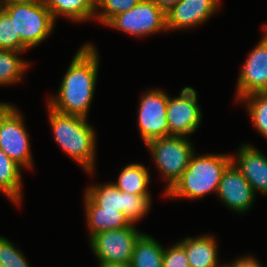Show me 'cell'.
I'll list each match as a JSON object with an SVG mask.
<instances>
[{
    "label": "cell",
    "mask_w": 267,
    "mask_h": 267,
    "mask_svg": "<svg viewBox=\"0 0 267 267\" xmlns=\"http://www.w3.org/2000/svg\"><path fill=\"white\" fill-rule=\"evenodd\" d=\"M23 52L0 49V86H9L22 82L30 63L23 60Z\"/></svg>",
    "instance_id": "cell-22"
},
{
    "label": "cell",
    "mask_w": 267,
    "mask_h": 267,
    "mask_svg": "<svg viewBox=\"0 0 267 267\" xmlns=\"http://www.w3.org/2000/svg\"><path fill=\"white\" fill-rule=\"evenodd\" d=\"M220 267H233V266L230 263H227V264H225V263L223 264L222 263V265Z\"/></svg>",
    "instance_id": "cell-32"
},
{
    "label": "cell",
    "mask_w": 267,
    "mask_h": 267,
    "mask_svg": "<svg viewBox=\"0 0 267 267\" xmlns=\"http://www.w3.org/2000/svg\"><path fill=\"white\" fill-rule=\"evenodd\" d=\"M196 90L185 86L180 94L168 97L167 121L169 136L189 137L194 134L202 122V109Z\"/></svg>",
    "instance_id": "cell-11"
},
{
    "label": "cell",
    "mask_w": 267,
    "mask_h": 267,
    "mask_svg": "<svg viewBox=\"0 0 267 267\" xmlns=\"http://www.w3.org/2000/svg\"><path fill=\"white\" fill-rule=\"evenodd\" d=\"M165 14L172 9L180 0H151Z\"/></svg>",
    "instance_id": "cell-29"
},
{
    "label": "cell",
    "mask_w": 267,
    "mask_h": 267,
    "mask_svg": "<svg viewBox=\"0 0 267 267\" xmlns=\"http://www.w3.org/2000/svg\"><path fill=\"white\" fill-rule=\"evenodd\" d=\"M98 267H131L130 264H98Z\"/></svg>",
    "instance_id": "cell-31"
},
{
    "label": "cell",
    "mask_w": 267,
    "mask_h": 267,
    "mask_svg": "<svg viewBox=\"0 0 267 267\" xmlns=\"http://www.w3.org/2000/svg\"><path fill=\"white\" fill-rule=\"evenodd\" d=\"M0 49L20 51V36H15L14 20L0 9Z\"/></svg>",
    "instance_id": "cell-26"
},
{
    "label": "cell",
    "mask_w": 267,
    "mask_h": 267,
    "mask_svg": "<svg viewBox=\"0 0 267 267\" xmlns=\"http://www.w3.org/2000/svg\"><path fill=\"white\" fill-rule=\"evenodd\" d=\"M0 264L5 267H31L22 253L8 238L0 235Z\"/></svg>",
    "instance_id": "cell-25"
},
{
    "label": "cell",
    "mask_w": 267,
    "mask_h": 267,
    "mask_svg": "<svg viewBox=\"0 0 267 267\" xmlns=\"http://www.w3.org/2000/svg\"><path fill=\"white\" fill-rule=\"evenodd\" d=\"M141 0H96L94 20L107 25L115 16L132 9Z\"/></svg>",
    "instance_id": "cell-24"
},
{
    "label": "cell",
    "mask_w": 267,
    "mask_h": 267,
    "mask_svg": "<svg viewBox=\"0 0 267 267\" xmlns=\"http://www.w3.org/2000/svg\"><path fill=\"white\" fill-rule=\"evenodd\" d=\"M22 115L13 104L0 102V149L23 169L31 170V142Z\"/></svg>",
    "instance_id": "cell-6"
},
{
    "label": "cell",
    "mask_w": 267,
    "mask_h": 267,
    "mask_svg": "<svg viewBox=\"0 0 267 267\" xmlns=\"http://www.w3.org/2000/svg\"><path fill=\"white\" fill-rule=\"evenodd\" d=\"M14 20L15 36H20V52H26L48 39L56 21L43 0L12 4L2 8Z\"/></svg>",
    "instance_id": "cell-4"
},
{
    "label": "cell",
    "mask_w": 267,
    "mask_h": 267,
    "mask_svg": "<svg viewBox=\"0 0 267 267\" xmlns=\"http://www.w3.org/2000/svg\"><path fill=\"white\" fill-rule=\"evenodd\" d=\"M169 95L162 89H147L140 97L137 114L138 132L143 143L169 136L167 105Z\"/></svg>",
    "instance_id": "cell-10"
},
{
    "label": "cell",
    "mask_w": 267,
    "mask_h": 267,
    "mask_svg": "<svg viewBox=\"0 0 267 267\" xmlns=\"http://www.w3.org/2000/svg\"><path fill=\"white\" fill-rule=\"evenodd\" d=\"M149 169L140 163L125 165L112 183L120 190L135 195H150L148 187L151 176Z\"/></svg>",
    "instance_id": "cell-20"
},
{
    "label": "cell",
    "mask_w": 267,
    "mask_h": 267,
    "mask_svg": "<svg viewBox=\"0 0 267 267\" xmlns=\"http://www.w3.org/2000/svg\"><path fill=\"white\" fill-rule=\"evenodd\" d=\"M233 267H263L259 260L252 254L237 257L235 260L230 262Z\"/></svg>",
    "instance_id": "cell-28"
},
{
    "label": "cell",
    "mask_w": 267,
    "mask_h": 267,
    "mask_svg": "<svg viewBox=\"0 0 267 267\" xmlns=\"http://www.w3.org/2000/svg\"><path fill=\"white\" fill-rule=\"evenodd\" d=\"M46 7L57 21L58 17L82 23L94 19L96 0H43Z\"/></svg>",
    "instance_id": "cell-18"
},
{
    "label": "cell",
    "mask_w": 267,
    "mask_h": 267,
    "mask_svg": "<svg viewBox=\"0 0 267 267\" xmlns=\"http://www.w3.org/2000/svg\"><path fill=\"white\" fill-rule=\"evenodd\" d=\"M232 162L252 186L254 193L267 198V156L252 144H241Z\"/></svg>",
    "instance_id": "cell-15"
},
{
    "label": "cell",
    "mask_w": 267,
    "mask_h": 267,
    "mask_svg": "<svg viewBox=\"0 0 267 267\" xmlns=\"http://www.w3.org/2000/svg\"><path fill=\"white\" fill-rule=\"evenodd\" d=\"M83 200L88 237L132 225L122 212L98 207L85 193Z\"/></svg>",
    "instance_id": "cell-17"
},
{
    "label": "cell",
    "mask_w": 267,
    "mask_h": 267,
    "mask_svg": "<svg viewBox=\"0 0 267 267\" xmlns=\"http://www.w3.org/2000/svg\"><path fill=\"white\" fill-rule=\"evenodd\" d=\"M106 26L135 38L167 32L166 14L151 0H141L132 9L115 16Z\"/></svg>",
    "instance_id": "cell-9"
},
{
    "label": "cell",
    "mask_w": 267,
    "mask_h": 267,
    "mask_svg": "<svg viewBox=\"0 0 267 267\" xmlns=\"http://www.w3.org/2000/svg\"><path fill=\"white\" fill-rule=\"evenodd\" d=\"M216 195L224 206L240 215L250 211L256 198L252 186L233 162L223 172Z\"/></svg>",
    "instance_id": "cell-13"
},
{
    "label": "cell",
    "mask_w": 267,
    "mask_h": 267,
    "mask_svg": "<svg viewBox=\"0 0 267 267\" xmlns=\"http://www.w3.org/2000/svg\"><path fill=\"white\" fill-rule=\"evenodd\" d=\"M262 39L248 53L237 79L235 102L247 95L267 92V23L262 26Z\"/></svg>",
    "instance_id": "cell-12"
},
{
    "label": "cell",
    "mask_w": 267,
    "mask_h": 267,
    "mask_svg": "<svg viewBox=\"0 0 267 267\" xmlns=\"http://www.w3.org/2000/svg\"><path fill=\"white\" fill-rule=\"evenodd\" d=\"M132 224L128 227L97 233L89 238V247L98 264H130L134 245L143 233Z\"/></svg>",
    "instance_id": "cell-8"
},
{
    "label": "cell",
    "mask_w": 267,
    "mask_h": 267,
    "mask_svg": "<svg viewBox=\"0 0 267 267\" xmlns=\"http://www.w3.org/2000/svg\"><path fill=\"white\" fill-rule=\"evenodd\" d=\"M99 51L95 44L85 43L77 50L68 66L56 96L47 106L63 114L88 118L99 71Z\"/></svg>",
    "instance_id": "cell-1"
},
{
    "label": "cell",
    "mask_w": 267,
    "mask_h": 267,
    "mask_svg": "<svg viewBox=\"0 0 267 267\" xmlns=\"http://www.w3.org/2000/svg\"><path fill=\"white\" fill-rule=\"evenodd\" d=\"M153 236L142 233L137 239L131 258V267H162L164 248Z\"/></svg>",
    "instance_id": "cell-21"
},
{
    "label": "cell",
    "mask_w": 267,
    "mask_h": 267,
    "mask_svg": "<svg viewBox=\"0 0 267 267\" xmlns=\"http://www.w3.org/2000/svg\"><path fill=\"white\" fill-rule=\"evenodd\" d=\"M245 103V108L252 121L253 128L267 139V92L247 95L238 101Z\"/></svg>",
    "instance_id": "cell-23"
},
{
    "label": "cell",
    "mask_w": 267,
    "mask_h": 267,
    "mask_svg": "<svg viewBox=\"0 0 267 267\" xmlns=\"http://www.w3.org/2000/svg\"><path fill=\"white\" fill-rule=\"evenodd\" d=\"M232 154H203L194 152L186 170L176 183L164 193L169 199L196 200L208 194H217L219 182Z\"/></svg>",
    "instance_id": "cell-3"
},
{
    "label": "cell",
    "mask_w": 267,
    "mask_h": 267,
    "mask_svg": "<svg viewBox=\"0 0 267 267\" xmlns=\"http://www.w3.org/2000/svg\"><path fill=\"white\" fill-rule=\"evenodd\" d=\"M192 140L182 136H167L149 141L145 147L151 154L168 191L186 170L192 154L196 151Z\"/></svg>",
    "instance_id": "cell-5"
},
{
    "label": "cell",
    "mask_w": 267,
    "mask_h": 267,
    "mask_svg": "<svg viewBox=\"0 0 267 267\" xmlns=\"http://www.w3.org/2000/svg\"><path fill=\"white\" fill-rule=\"evenodd\" d=\"M47 108L54 141L67 156L92 176L97 158V135L93 125L88 123V118L63 114L49 106Z\"/></svg>",
    "instance_id": "cell-2"
},
{
    "label": "cell",
    "mask_w": 267,
    "mask_h": 267,
    "mask_svg": "<svg viewBox=\"0 0 267 267\" xmlns=\"http://www.w3.org/2000/svg\"><path fill=\"white\" fill-rule=\"evenodd\" d=\"M84 193L100 208L122 212L131 224L145 218L151 207V195L120 191L112 182L90 184Z\"/></svg>",
    "instance_id": "cell-7"
},
{
    "label": "cell",
    "mask_w": 267,
    "mask_h": 267,
    "mask_svg": "<svg viewBox=\"0 0 267 267\" xmlns=\"http://www.w3.org/2000/svg\"><path fill=\"white\" fill-rule=\"evenodd\" d=\"M23 168L0 149V192L15 205H21Z\"/></svg>",
    "instance_id": "cell-19"
},
{
    "label": "cell",
    "mask_w": 267,
    "mask_h": 267,
    "mask_svg": "<svg viewBox=\"0 0 267 267\" xmlns=\"http://www.w3.org/2000/svg\"><path fill=\"white\" fill-rule=\"evenodd\" d=\"M162 267H189L185 249L178 242L164 248Z\"/></svg>",
    "instance_id": "cell-27"
},
{
    "label": "cell",
    "mask_w": 267,
    "mask_h": 267,
    "mask_svg": "<svg viewBox=\"0 0 267 267\" xmlns=\"http://www.w3.org/2000/svg\"><path fill=\"white\" fill-rule=\"evenodd\" d=\"M34 0H0V9L17 3H23V2H31Z\"/></svg>",
    "instance_id": "cell-30"
},
{
    "label": "cell",
    "mask_w": 267,
    "mask_h": 267,
    "mask_svg": "<svg viewBox=\"0 0 267 267\" xmlns=\"http://www.w3.org/2000/svg\"><path fill=\"white\" fill-rule=\"evenodd\" d=\"M213 234L185 237L177 241L188 257L189 267H220L218 243Z\"/></svg>",
    "instance_id": "cell-16"
},
{
    "label": "cell",
    "mask_w": 267,
    "mask_h": 267,
    "mask_svg": "<svg viewBox=\"0 0 267 267\" xmlns=\"http://www.w3.org/2000/svg\"><path fill=\"white\" fill-rule=\"evenodd\" d=\"M221 8V0H180L166 13L167 31L187 30L206 23Z\"/></svg>",
    "instance_id": "cell-14"
}]
</instances>
